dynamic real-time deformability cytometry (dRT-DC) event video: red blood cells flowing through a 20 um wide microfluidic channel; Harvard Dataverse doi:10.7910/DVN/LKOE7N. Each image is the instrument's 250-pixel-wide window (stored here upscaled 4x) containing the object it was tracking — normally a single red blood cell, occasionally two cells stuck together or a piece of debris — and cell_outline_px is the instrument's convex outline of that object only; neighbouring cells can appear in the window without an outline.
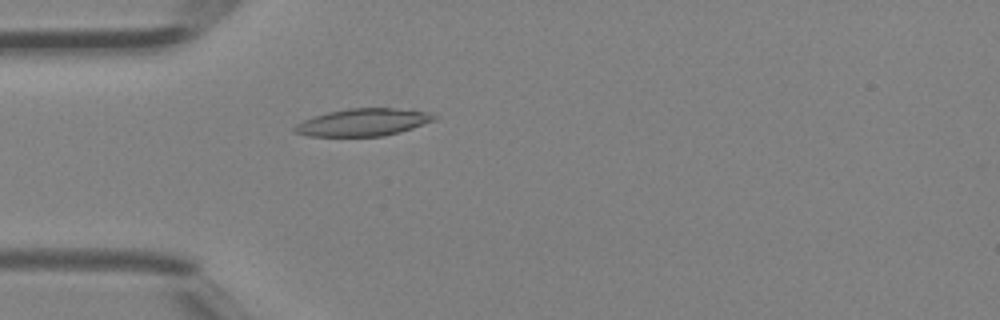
{"species": "Egyptian fruit bat (a non-hibernating species)", "species_latin": "Rousettus aegyptiacus", "temperature_condition": "room temperature", "stored_images_in_passage": 41, "camera_frame_rate_fps": 3000, "um_per_image_px": 0.085, "animal": {"sex": "female"}, "frame": {"image": 1, "passage_image": 12, "time_ms": 3.667, "image_size_px": [1000, 320], "cell_outline_px": [[436, 120], [400, 132], [384, 136], [308, 136], [296, 132], [292, 128], [296, 124], [312, 116], [328, 112], [348, 108], [412, 108], [428, 112], [436, 116]], "centroid_in_image_um": [30.9, 10.38], "position_along_channel_um": 54.1, "area_um2": 22.48}}
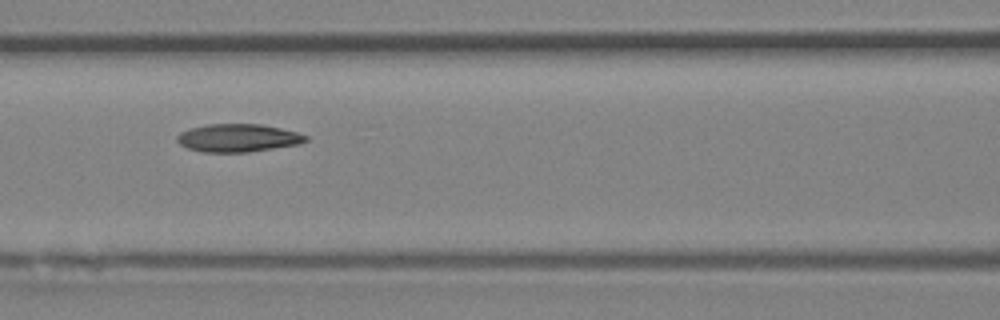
{"frame": {"image": 2, "passage_image": 18, "time_ms": 5.667, "image_size_px": [1000, 320], "cell_outline_px": [[308, 140], [300, 144], [248, 152], [204, 152], [188, 148], [180, 144], [176, 140], [176, 136], [180, 132], [192, 128], [208, 124], [260, 124], [280, 128], [296, 132], [308, 136]], "centroid_in_image_um": [20.23, 11.72], "position_along_channel_um": 146.4, "area_um2": 20.87}}
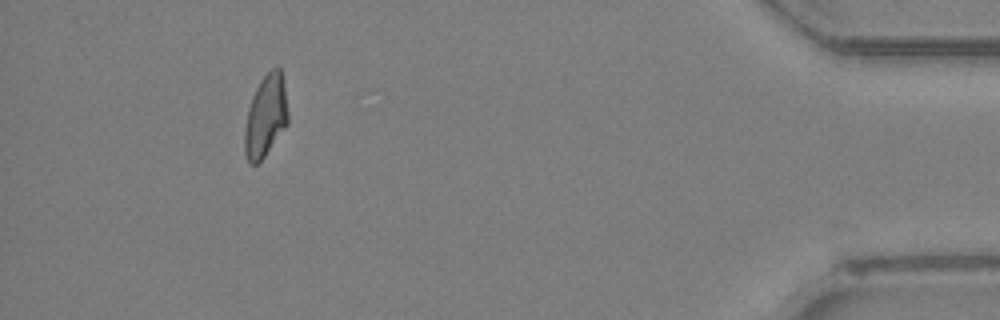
{"frame": {"image": 3, "passage_image": 38, "time_ms": 12.333, "image_size_px": [1000, 320], "cell_outline_px": [[288, 124], [264, 156], [256, 164], [252, 164], [248, 160], [244, 152], [244, 132], [248, 108], [252, 96], [260, 80], [272, 68], [280, 68], [284, 80], [288, 112]], "centroid_in_image_um": [22.59, 9.85], "position_along_channel_um": 412.6, "area_um2": 20.69}}